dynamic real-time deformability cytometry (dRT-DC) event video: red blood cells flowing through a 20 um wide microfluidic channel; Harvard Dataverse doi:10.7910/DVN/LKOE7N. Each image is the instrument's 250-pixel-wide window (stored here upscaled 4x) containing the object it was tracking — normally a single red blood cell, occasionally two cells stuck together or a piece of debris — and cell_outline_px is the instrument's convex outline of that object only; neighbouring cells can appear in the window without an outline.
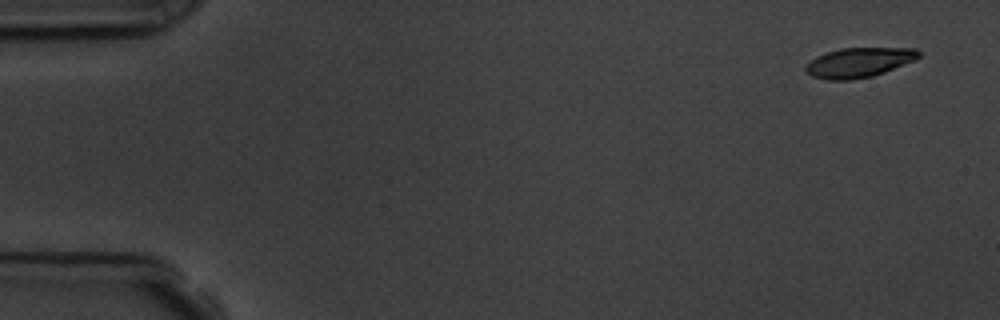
{"species": "common noctule bat (a hibernating species)", "species_latin": "Nyctalus noctula", "temperature_condition": "room temperature", "stored_images_in_passage": 4, "camera_frame_rate_fps": 3000, "um_per_image_px": 0.085, "animal": {"sex": "male", "body_mass_g": 19.5, "forearm_length_mm": 54.6}, "frame": {"image": 1, "passage_image": 1, "time_ms": 0.0, "image_size_px": [1000, 320], "cell_outline_px": [[920, 56], [916, 60], [884, 72], [872, 76], [848, 80], [828, 80], [812, 76], [804, 68], [816, 56], [840, 48], [916, 48], [920, 52]], "centroid_in_image_um": [73.04, 5.3], "position_along_channel_um": 12.0, "area_um2": 19.42}}
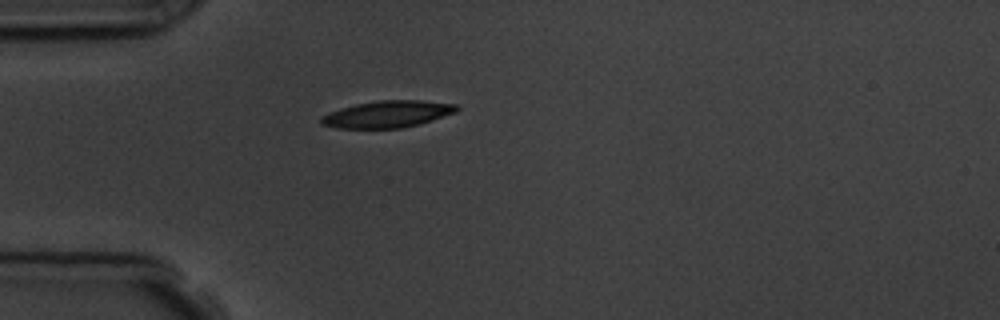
{"frame": {"image": 2, "passage_image": 4, "time_ms": 4.333, "image_size_px": [1000, 320], "cell_outline_px": [[460, 108], [456, 112], [432, 120], [400, 128], [336, 128], [320, 124], [320, 116], [328, 112], [340, 108], [356, 104], [380, 100], [420, 100], [456, 104]], "centroid_in_image_um": [32.9, 9.7], "position_along_channel_um": 52.1, "area_um2": 21.15}}